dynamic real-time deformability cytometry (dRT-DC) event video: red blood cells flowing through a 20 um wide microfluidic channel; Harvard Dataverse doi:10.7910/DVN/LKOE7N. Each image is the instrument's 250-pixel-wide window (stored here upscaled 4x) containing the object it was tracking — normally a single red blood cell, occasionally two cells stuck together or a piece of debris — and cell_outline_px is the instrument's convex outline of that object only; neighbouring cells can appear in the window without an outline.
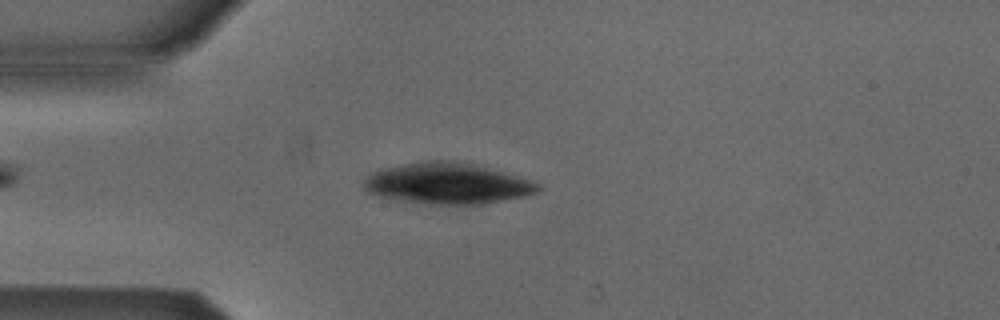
{"species": "Egyptian fruit bat (a non-hibernating species)", "species_latin": "Rousettus aegyptiacus", "temperature_condition": "cold", "stored_images_in_passage": 2, "camera_frame_rate_fps": 3000, "um_per_image_px": 0.085, "animal": {"sex": "male"}, "frame": {"image": 1, "passage_image": 2, "time_ms": 0.333, "image_size_px": [1000, 320], "cell_outline_px": [[540, 188], [536, 192], [528, 196], [484, 204], [424, 204], [396, 200], [380, 196], [368, 192], [364, 188], [364, 180], [372, 172], [380, 168], [424, 160], [456, 160], [472, 164], [528, 180], [540, 184]], "centroid_in_image_um": [37.97, 15.6], "position_along_channel_um": 47.0, "area_um2": 41.56}}